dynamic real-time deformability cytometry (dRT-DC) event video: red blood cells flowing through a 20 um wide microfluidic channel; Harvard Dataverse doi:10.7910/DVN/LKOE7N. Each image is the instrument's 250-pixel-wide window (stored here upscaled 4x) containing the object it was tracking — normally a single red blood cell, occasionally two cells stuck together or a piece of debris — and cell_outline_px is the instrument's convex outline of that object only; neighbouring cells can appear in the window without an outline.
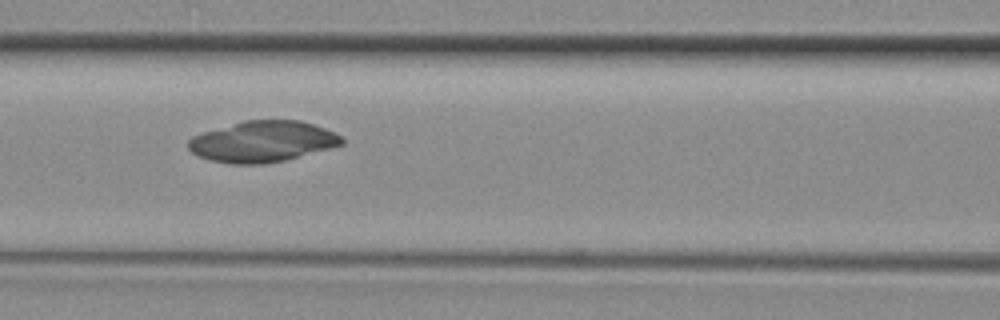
{"species": "common noctule bat (a hibernating species)", "species_latin": "Nyctalus noctula", "temperature_condition": "room temperature", "stored_images_in_passage": 32, "camera_frame_rate_fps": 3000, "um_per_image_px": 0.085, "animal": {"sex": "female", "body_mass_g": 29.2, "forearm_length_mm": 56.3}, "frame": {"image": 1, "passage_image": 11, "time_ms": 3.333, "image_size_px": [1000, 320], "cell_outline_px": [[344, 144], [284, 160], [264, 164], [232, 164], [212, 160], [200, 156], [192, 152], [188, 148], [188, 140], [192, 136], [204, 132], [244, 120], [300, 120], [324, 128], [340, 136], [344, 140]], "centroid_in_image_um": [22.3, 12.03], "position_along_channel_um": 144.3, "area_um2": 36.24}}
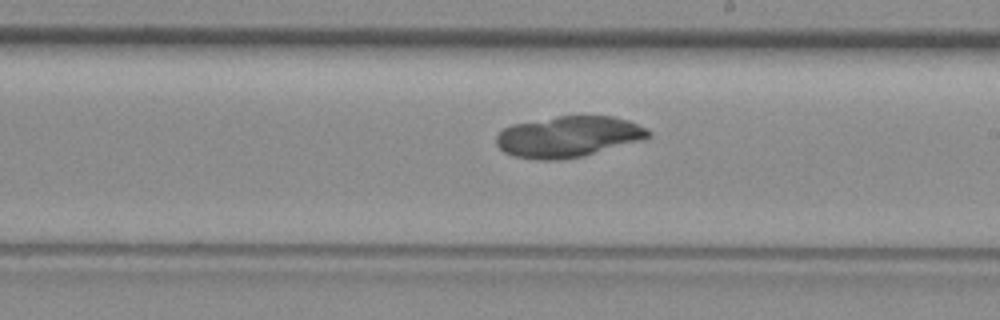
{"frame": {"image": 2, "passage_image": 17, "time_ms": 5.333, "image_size_px": [1000, 320], "cell_outline_px": [[652, 136], [640, 140], [580, 156], [560, 160], [536, 160], [512, 156], [504, 152], [496, 144], [496, 136], [504, 128], [512, 124], [556, 116], [616, 116], [628, 120], [648, 128], [652, 132]], "centroid_in_image_um": [48.29, 11.61], "position_along_channel_um": 240.7, "area_um2": 36.3}}
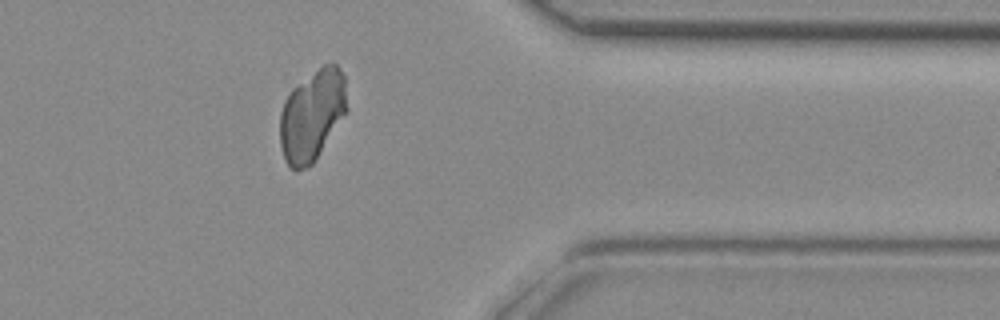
{"frame": {"image": 3, "passage_image": 27, "time_ms": 8.667, "image_size_px": [1000, 320], "cell_outline_px": [[348, 108], [312, 164], [296, 172], [288, 168], [284, 160], [280, 148], [280, 112], [284, 100], [292, 88], [324, 64], [336, 64], [340, 68], [344, 76]], "centroid_in_image_um": [26.49, 9.82], "position_along_channel_um": 384.9, "area_um2": 35.55}}